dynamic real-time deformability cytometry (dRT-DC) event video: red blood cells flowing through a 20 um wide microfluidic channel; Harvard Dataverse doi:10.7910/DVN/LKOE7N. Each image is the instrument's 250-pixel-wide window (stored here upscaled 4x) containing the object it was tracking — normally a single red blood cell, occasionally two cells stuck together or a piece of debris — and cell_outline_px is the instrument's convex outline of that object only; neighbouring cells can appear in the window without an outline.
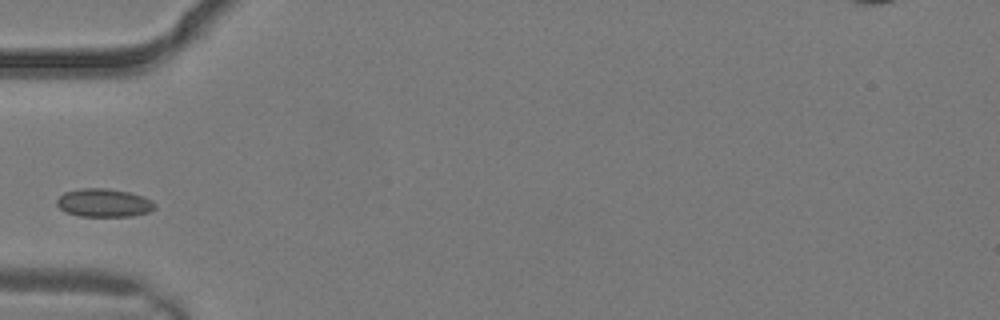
{"species": "common noctule bat (a hibernating species)", "species_latin": "Nyctalus noctula", "temperature_condition": "warm", "stored_images_in_passage": 1, "camera_frame_rate_fps": 3000, "um_per_image_px": 0.085, "animal": {"sex": "male", "body_mass_g": 19.2, "forearm_length_mm": 51.8}, "frame": {"image": 1, "passage_image": 1, "time_ms": 0.0, "image_size_px": [1000, 320], "cell_outline_px": [[156, 208], [148, 212], [132, 216], [76, 216], [64, 212], [56, 204], [56, 200], [64, 192], [80, 188], [108, 188], [128, 192], [152, 200], [156, 204]], "centroid_in_image_um": [8.8, 17.24], "position_along_channel_um": 76.2, "area_um2": 16.24}}